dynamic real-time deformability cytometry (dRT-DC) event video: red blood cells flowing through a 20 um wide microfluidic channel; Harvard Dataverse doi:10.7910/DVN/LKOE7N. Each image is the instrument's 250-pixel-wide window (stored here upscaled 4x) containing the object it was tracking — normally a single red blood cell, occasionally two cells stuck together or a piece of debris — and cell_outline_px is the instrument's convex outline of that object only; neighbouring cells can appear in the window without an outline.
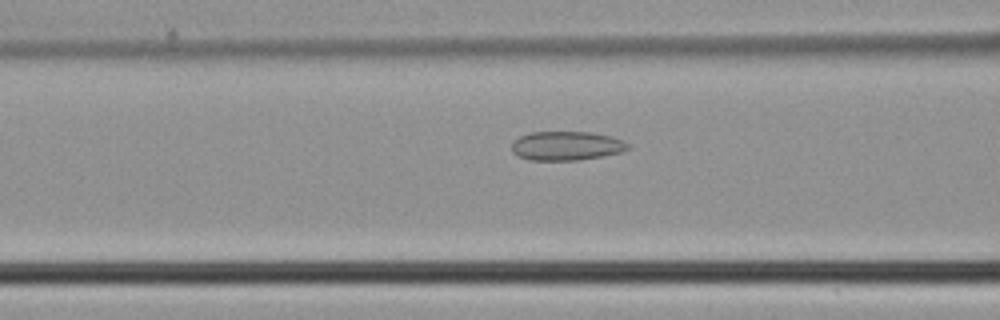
{"species": "common noctule bat (a hibernating species)", "species_latin": "Nyctalus noctula", "temperature_condition": "cold", "stored_images_in_passage": 43, "camera_frame_rate_fps": 3000, "um_per_image_px": 0.085, "animal": {"sex": "male", "body_mass_g": 21.5, "forearm_length_mm": 52.0}, "frame": {"image": 1, "passage_image": 15, "time_ms": 4.667, "image_size_px": [1000, 320], "cell_outline_px": [[632, 148], [620, 152], [604, 156], [580, 160], [532, 160], [520, 156], [512, 152], [512, 140], [520, 136], [532, 132], [592, 132], [612, 136], [632, 144]], "centroid_in_image_um": [48.2, 12.39], "position_along_channel_um": 118.4, "area_um2": 19.88}}
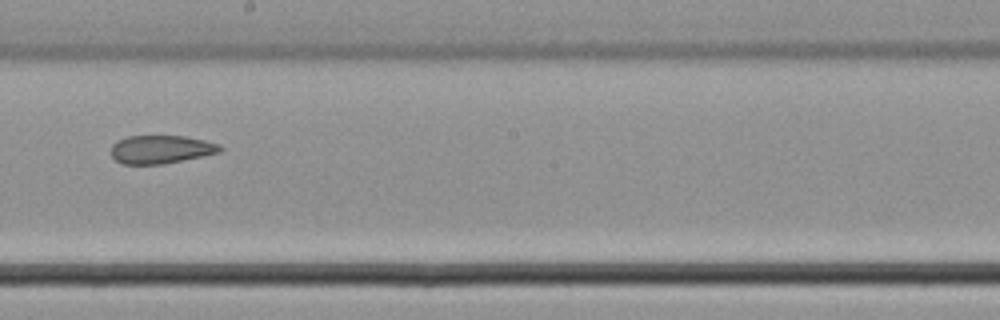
{"frame": {"image": 2, "passage_image": 23, "time_ms": 7.333, "image_size_px": [1000, 320], "cell_outline_px": [[224, 148], [220, 152], [204, 156], [164, 164], [120, 164], [112, 156], [112, 144], [116, 140], [128, 136], [184, 136], [204, 140], [220, 144]], "centroid_in_image_um": [13.69, 12.7], "position_along_channel_um": 234.5, "area_um2": 18.09}}
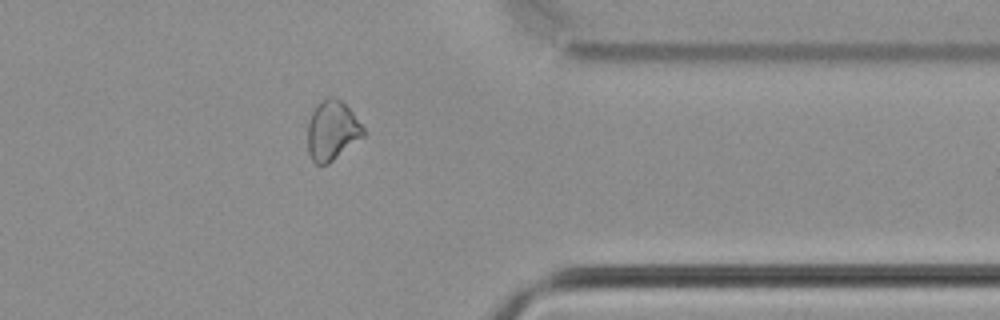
{"frame": {"image": 3, "passage_image": 34, "time_ms": 11.0, "image_size_px": [1000, 320], "cell_outline_px": [[364, 136], [328, 164], [316, 164], [312, 160], [308, 152], [308, 124], [312, 112], [316, 104], [320, 100], [328, 96], [336, 96], [352, 112], [364, 128]], "centroid_in_image_um": [28.21, 11.08], "position_along_channel_um": 383.2, "area_um2": 19.31}}